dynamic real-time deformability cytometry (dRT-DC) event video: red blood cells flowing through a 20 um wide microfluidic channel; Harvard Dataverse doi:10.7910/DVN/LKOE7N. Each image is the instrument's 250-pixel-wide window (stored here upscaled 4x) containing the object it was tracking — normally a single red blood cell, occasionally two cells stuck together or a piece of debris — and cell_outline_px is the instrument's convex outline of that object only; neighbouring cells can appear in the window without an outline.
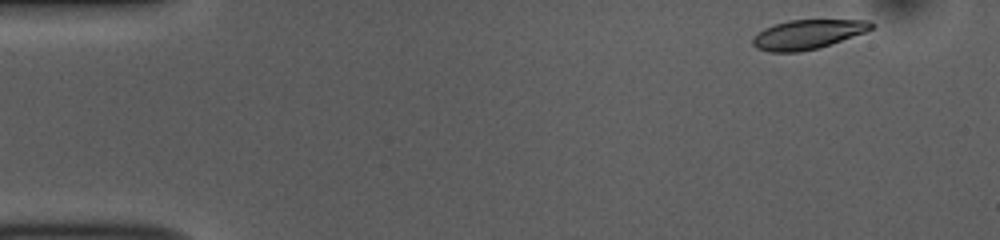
{"species": "common noctule bat (a hibernating species)", "species_latin": "Nyctalus noctula", "temperature_condition": "room temperature", "stored_images_in_passage": 49, "camera_frame_rate_fps": 3000, "um_per_image_px": 0.085, "animal": {"sex": "female", "body_mass_g": 10.0, "forearm_length_mm": 53.1}, "frame": {"image": 1, "passage_image": 1, "time_ms": 0.0, "image_size_px": [1000, 240], "cell_outline_px": [[876, 24], [872, 28], [864, 32], [816, 48], [796, 52], [768, 52], [756, 48], [752, 44], [752, 36], [764, 28], [788, 20], [868, 20]], "centroid_in_image_um": [68.59, 2.91], "position_along_channel_um": 16.4, "area_um2": 20.0}}
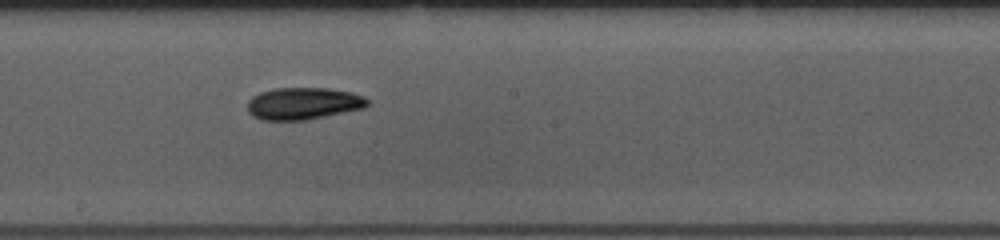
{"frame": {"image": 2, "passage_image": 25, "time_ms": 8.0, "image_size_px": [1000, 240], "cell_outline_px": [[368, 104], [364, 108], [304, 120], [260, 120], [252, 116], [248, 112], [248, 100], [252, 96], [260, 92], [272, 88], [328, 88], [352, 92], [364, 96], [368, 100]], "centroid_in_image_um": [25.75, 8.79], "position_along_channel_um": 222.5, "area_um2": 22.48}}
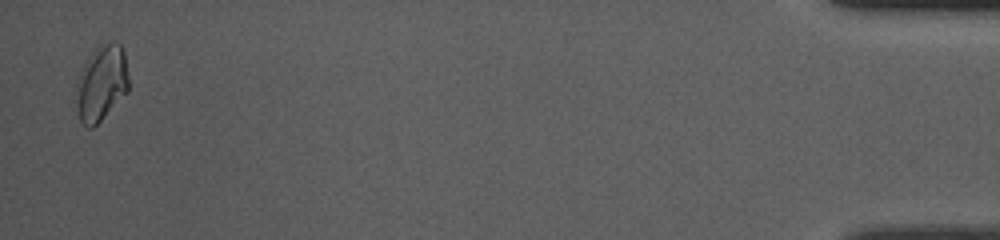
{"frame": {"image": 3, "passage_image": 48, "time_ms": 15.667, "image_size_px": [1000, 240], "cell_outline_px": [[128, 92], [92, 128], [88, 128], [80, 120], [76, 84], [80, 72], [84, 64], [92, 52], [100, 44], [120, 44], [124, 48], [128, 76]], "centroid_in_image_um": [8.65, 7.05], "position_along_channel_um": 426.6, "area_um2": 22.6}, "authors_computed_cell_mechanics": {"area_um2": 21.3282, "velocity_mm_per_s": 3.8112, "shape_relaxation_time_tau1_ms": 3.6019, "shape_relaxation_time_tau2_ms": null, "deformation_change_tau1": 0.1233, "deformation_change_tau2": null}}